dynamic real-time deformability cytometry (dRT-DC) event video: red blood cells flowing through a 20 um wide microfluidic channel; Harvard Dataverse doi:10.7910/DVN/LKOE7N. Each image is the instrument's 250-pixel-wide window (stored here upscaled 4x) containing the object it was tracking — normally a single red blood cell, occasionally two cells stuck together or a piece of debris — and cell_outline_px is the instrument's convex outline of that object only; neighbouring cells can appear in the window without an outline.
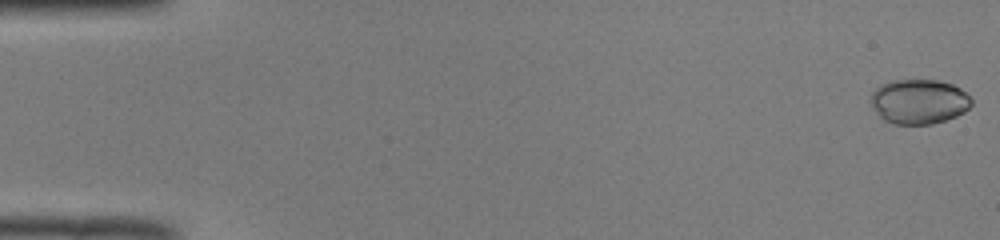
{"species": "common noctule bat (a hibernating species)", "species_latin": "Nyctalus noctula", "temperature_condition": "room temperature", "stored_images_in_passage": 51, "camera_frame_rate_fps": 3000, "um_per_image_px": 0.085, "animal": {"sex": "male", "body_mass_g": 19.0, "forearm_length_mm": 50.8}, "frame": {"image": 1, "passage_image": 1, "time_ms": 0.0, "image_size_px": [1000, 240], "cell_outline_px": [[972, 104], [964, 112], [956, 116], [932, 124], [892, 124], [884, 120], [880, 116], [872, 104], [872, 92], [880, 84], [892, 80], [940, 80], [952, 84], [960, 88], [972, 100]], "centroid_in_image_um": [78.12, 8.62], "position_along_channel_um": 6.9, "area_um2": 26.13}}
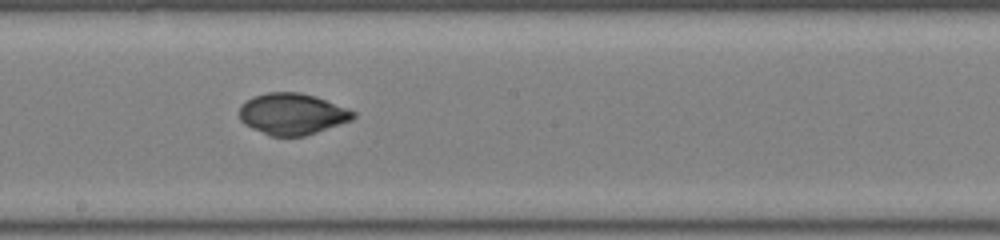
{"frame": {"image": 2, "passage_image": 29, "time_ms": 9.333, "image_size_px": [1000, 240], "cell_outline_px": [[356, 116], [352, 120], [304, 136], [268, 136], [244, 124], [240, 120], [240, 104], [252, 96], [268, 92], [300, 92], [316, 96], [348, 108], [356, 112]], "centroid_in_image_um": [24.83, 9.68], "position_along_channel_um": 223.4, "area_um2": 27.63}}
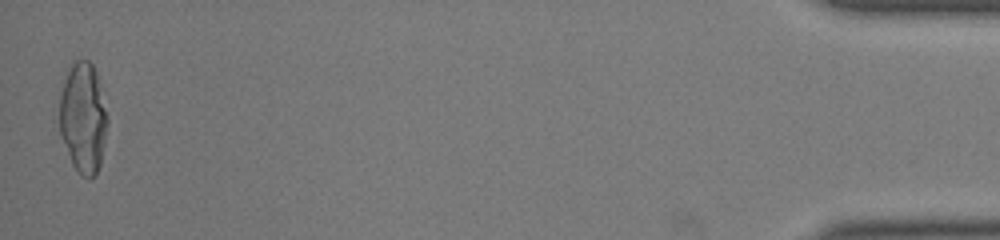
{"frame": {"image": 3, "passage_image": 51, "time_ms": 16.667, "image_size_px": [1000, 240], "cell_outline_px": [[108, 120], [100, 164], [96, 172], [88, 180], [80, 176], [72, 164], [60, 136], [60, 96], [68, 68], [76, 60], [88, 60], [92, 64], [96, 72], [100, 84]], "centroid_in_image_um": [7.06, 10.03], "position_along_channel_um": 428.1, "area_um2": 30.81}, "authors_computed_cell_mechanics": {"area_um2": 27.6284, "velocity_mm_per_s": 4.0148, "shape_relaxation_time_tau1_ms": 9.0096, "shape_relaxation_time_tau2_ms": 1.1569, "deformation_change_tau1": 0.2405, "deformation_change_tau2": 0.0312}}